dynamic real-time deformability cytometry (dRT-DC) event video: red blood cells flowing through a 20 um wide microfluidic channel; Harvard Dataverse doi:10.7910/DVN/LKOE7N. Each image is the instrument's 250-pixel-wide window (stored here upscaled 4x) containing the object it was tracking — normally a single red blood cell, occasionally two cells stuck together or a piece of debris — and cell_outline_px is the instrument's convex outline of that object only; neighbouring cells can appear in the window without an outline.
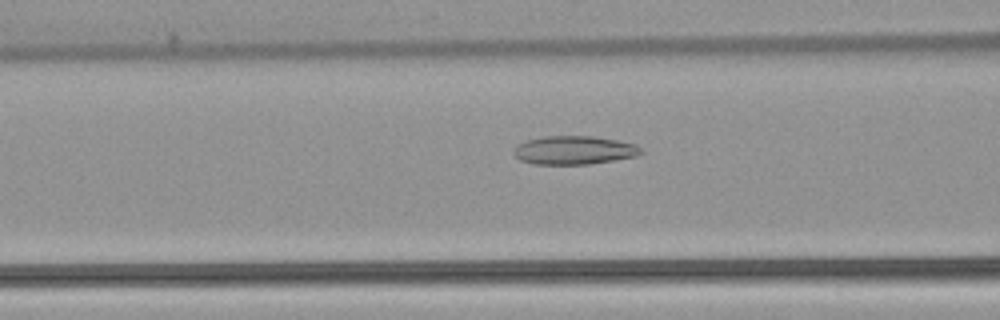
{"species": "common noctule bat (a hibernating species)", "species_latin": "Nyctalus noctula", "temperature_condition": "warm", "stored_images_in_passage": 31, "camera_frame_rate_fps": 3000, "um_per_image_px": 0.085, "animal": {"sex": "female", "body_mass_g": 22.7, "forearm_length_mm": 54.2}, "frame": {"image": 1, "passage_image": 5, "time_ms": 1.333, "image_size_px": [1000, 320], "cell_outline_px": [[644, 152], [636, 156], [588, 164], [532, 164], [520, 160], [512, 152], [516, 144], [528, 140], [544, 136], [592, 136], [616, 140], [636, 144]], "centroid_in_image_um": [48.77, 12.76], "position_along_channel_um": 117.8, "area_um2": 21.1}}
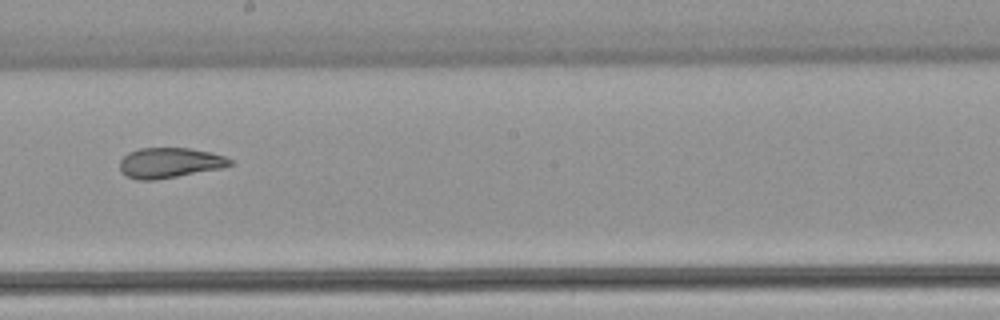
{"frame": {"image": 2, "passage_image": 14, "time_ms": 4.333, "image_size_px": [1000, 320], "cell_outline_px": [[236, 164], [224, 168], [156, 180], [136, 180], [120, 172], [120, 160], [128, 152], [140, 148], [192, 148], [212, 152], [224, 156], [232, 160]], "centroid_in_image_um": [14.46, 13.84], "position_along_channel_um": 233.7, "area_um2": 19.77}}
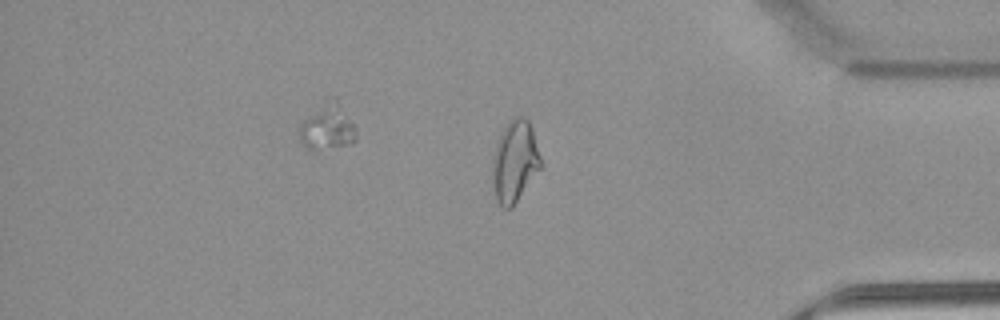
{"frame": {"image": 3, "passage_image": 28, "time_ms": 9.0, "image_size_px": [1000, 320], "cell_outline_px": [[540, 168], [512, 208], [504, 208], [496, 200], [492, 180], [492, 164], [496, 144], [508, 120], [516, 116], [524, 116], [528, 120], [532, 128], [540, 156]], "centroid_in_image_um": [43.74, 13.71], "position_along_channel_um": 391.5, "area_um2": 22.72}, "authors_computed_cell_mechanics": {"area_um2": 20.2878, "velocity_mm_per_s": 3.8785, "shape_relaxation_time_tau1_ms": null, "shape_relaxation_time_tau2_ms": 2.2237, "deformation_change_tau1": null, "deformation_change_tau2": 0.1012}}